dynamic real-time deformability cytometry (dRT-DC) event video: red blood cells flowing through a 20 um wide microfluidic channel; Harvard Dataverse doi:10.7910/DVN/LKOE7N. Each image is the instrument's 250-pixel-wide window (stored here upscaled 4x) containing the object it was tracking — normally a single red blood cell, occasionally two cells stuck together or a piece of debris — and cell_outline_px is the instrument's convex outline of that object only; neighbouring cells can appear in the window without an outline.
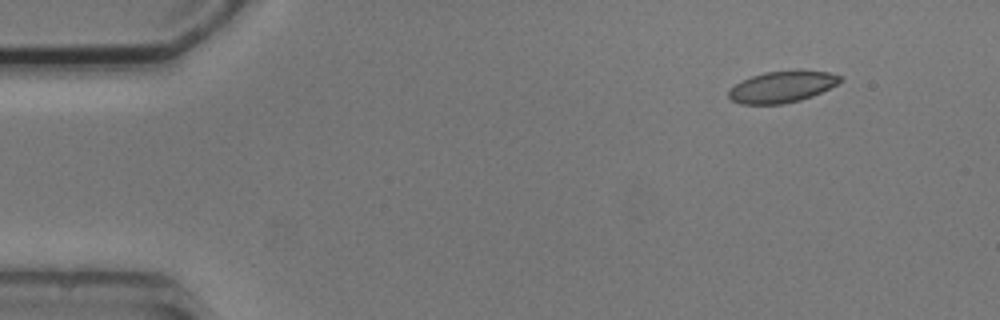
{"species": "common noctule bat (a hibernating species)", "species_latin": "Nyctalus noctula", "temperature_condition": "cold", "stored_images_in_passage": 4, "camera_frame_rate_fps": 3000, "um_per_image_px": 0.085, "animal": {"sex": "male", "body_mass_g": 20.5, "forearm_length_mm": 52.5}, "frame": {"image": 1, "passage_image": 1, "time_ms": 0.0, "image_size_px": [1000, 320], "cell_outline_px": [[844, 80], [812, 96], [800, 100], [784, 104], [740, 104], [732, 100], [728, 96], [728, 92], [736, 84], [752, 76], [764, 72], [828, 72], [840, 76]], "centroid_in_image_um": [66.44, 7.41], "position_along_channel_um": 18.6, "area_um2": 19.71}}
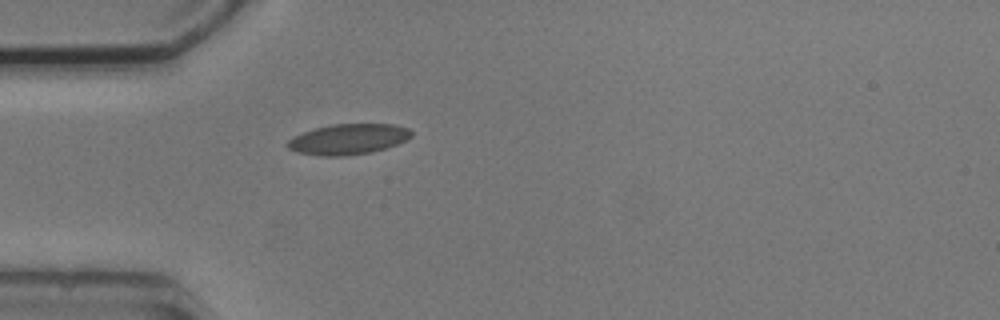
{"frame": {"image": 2, "passage_image": 4, "time_ms": 3.333, "image_size_px": [1000, 320], "cell_outline_px": [[412, 136], [396, 144], [372, 152], [344, 156], [324, 156], [300, 152], [288, 148], [288, 140], [292, 136], [316, 128], [332, 124], [392, 124], [408, 128], [412, 132]], "centroid_in_image_um": [29.6, 11.82], "position_along_channel_um": 55.4, "area_um2": 21.73}}